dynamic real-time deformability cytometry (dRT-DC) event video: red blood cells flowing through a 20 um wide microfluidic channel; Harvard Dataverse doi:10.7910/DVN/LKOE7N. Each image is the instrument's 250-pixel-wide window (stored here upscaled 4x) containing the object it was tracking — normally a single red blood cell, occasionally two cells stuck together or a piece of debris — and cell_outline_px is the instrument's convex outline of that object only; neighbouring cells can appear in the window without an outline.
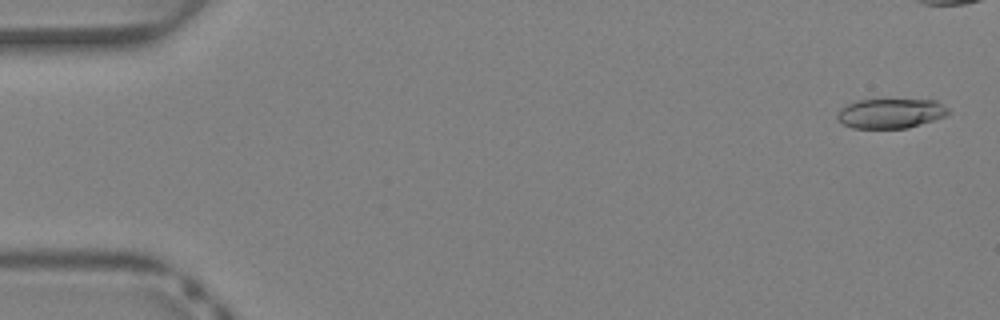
{"species": "Egyptian fruit bat (a non-hibernating species)", "species_latin": "Rousettus aegyptiacus", "temperature_condition": "warm", "stored_images_in_passage": 33, "camera_frame_rate_fps": 3000, "um_per_image_px": 0.085, "animal": {"sex": "female"}, "frame": {"image": 1, "passage_image": 1, "time_ms": 0.0, "image_size_px": [1000, 320], "cell_outline_px": [[952, 112], [944, 116], [908, 128], [852, 128], [836, 120], [836, 116], [840, 108], [856, 100], [936, 100], [948, 108]], "centroid_in_image_um": [75.68, 9.64], "position_along_channel_um": 9.3, "area_um2": 19.19}}
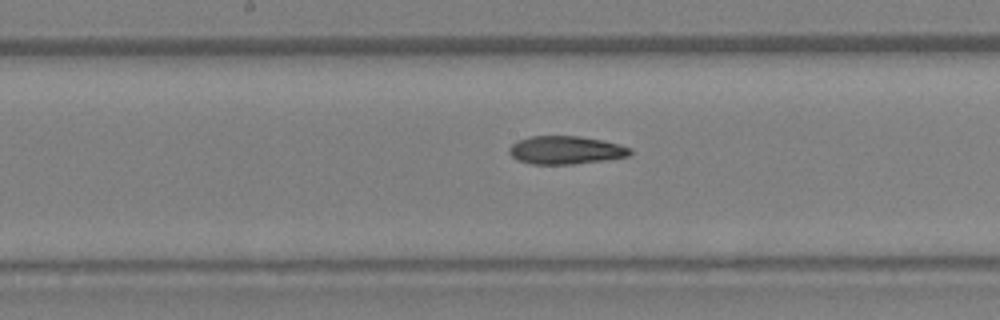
{"frame": {"image": 2, "passage_image": 21, "time_ms": 6.667, "image_size_px": [1000, 320], "cell_outline_px": [[632, 152], [628, 156], [608, 160], [572, 164], [532, 164], [516, 160], [508, 152], [508, 148], [516, 140], [532, 136], [580, 136], [620, 144], [632, 148]], "centroid_in_image_um": [48.08, 12.76], "position_along_channel_um": 200.1, "area_um2": 20.0}}
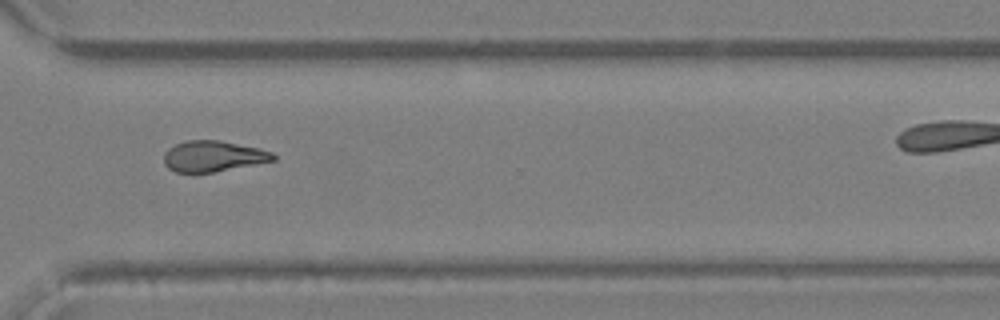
{"frame": {"image": 3, "passage_image": 30, "time_ms": 9.667, "image_size_px": [1000, 320], "cell_outline_px": [[276, 160], [212, 172], [176, 172], [168, 168], [164, 164], [164, 152], [168, 148], [176, 144], [188, 140], [216, 140], [260, 148], [272, 152], [276, 156]], "centroid_in_image_um": [18.11, 13.27], "position_along_channel_um": 352.5, "area_um2": 19.48}}